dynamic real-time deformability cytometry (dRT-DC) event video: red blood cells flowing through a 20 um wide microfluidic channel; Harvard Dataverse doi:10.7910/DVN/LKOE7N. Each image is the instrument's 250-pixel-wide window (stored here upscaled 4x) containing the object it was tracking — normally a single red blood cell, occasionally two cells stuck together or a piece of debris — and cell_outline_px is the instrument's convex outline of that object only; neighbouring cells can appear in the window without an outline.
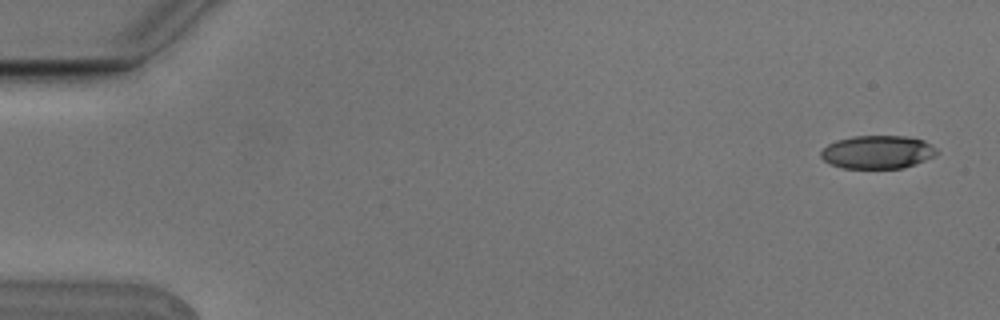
{"species": "Egyptian fruit bat (a non-hibernating species)", "species_latin": "Rousettus aegyptiacus", "temperature_condition": "cold", "stored_images_in_passage": 5, "camera_frame_rate_fps": 3000, "um_per_image_px": 0.085, "animal": {"sex": "male"}, "frame": {"image": 1, "passage_image": 1, "time_ms": 0.0, "image_size_px": [1000, 320], "cell_outline_px": [[940, 152], [924, 160], [904, 168], [844, 168], [832, 164], [824, 160], [820, 156], [820, 152], [828, 144], [836, 140], [852, 136], [904, 136], [924, 140], [936, 148]], "centroid_in_image_um": [74.58, 12.92], "position_along_channel_um": 10.4, "area_um2": 22.31}}
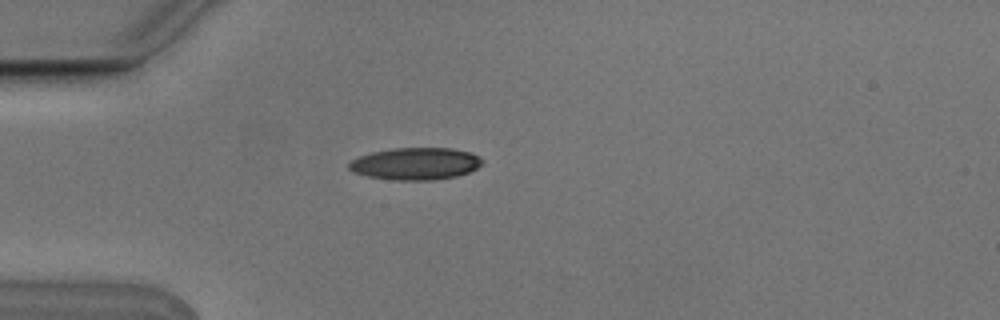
{"frame": {"image": 2, "passage_image": 4, "time_ms": 1.0, "image_size_px": [1000, 320], "cell_outline_px": [[484, 164], [468, 172], [456, 176], [432, 180], [392, 180], [368, 176], [352, 172], [348, 168], [348, 164], [352, 160], [360, 156], [372, 152], [392, 148], [452, 148], [472, 152], [480, 156], [484, 160]], "centroid_in_image_um": [35.35, 13.91], "position_along_channel_um": 49.7, "area_um2": 25.14}}